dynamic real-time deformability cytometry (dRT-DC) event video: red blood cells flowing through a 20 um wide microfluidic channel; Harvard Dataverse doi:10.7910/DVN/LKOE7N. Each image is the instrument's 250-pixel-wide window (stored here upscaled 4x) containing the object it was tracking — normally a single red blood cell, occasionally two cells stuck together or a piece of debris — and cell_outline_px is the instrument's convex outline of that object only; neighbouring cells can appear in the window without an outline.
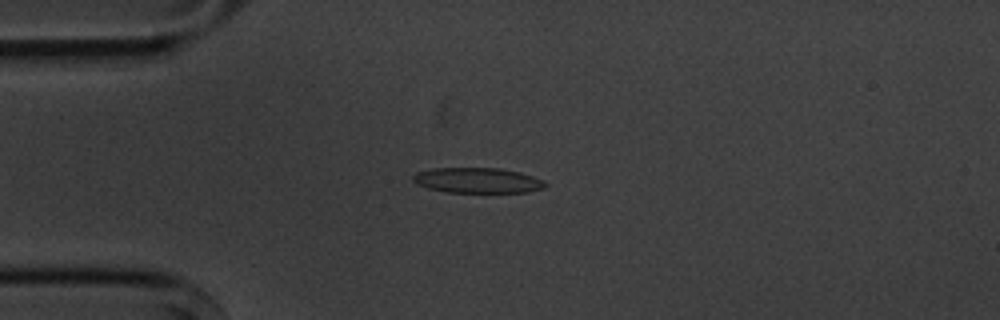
{"species": "common noctule bat (a hibernating species)", "species_latin": "Nyctalus noctula", "temperature_condition": "cold", "stored_images_in_passage": 10, "camera_frame_rate_fps": 3000, "um_per_image_px": 0.085, "animal": {"sex": "male", "body_mass_g": 20.1, "forearm_length_mm": 53.5}, "frame": {"image": 1, "passage_image": 4, "time_ms": 4.333, "image_size_px": [1000, 320], "cell_outline_px": [[548, 184], [544, 188], [528, 192], [448, 192], [428, 188], [416, 184], [412, 180], [412, 176], [416, 172], [432, 168], [500, 168], [520, 172], [544, 180]], "centroid_in_image_um": [40.59, 15.33], "position_along_channel_um": 44.4, "area_um2": 19.59}}
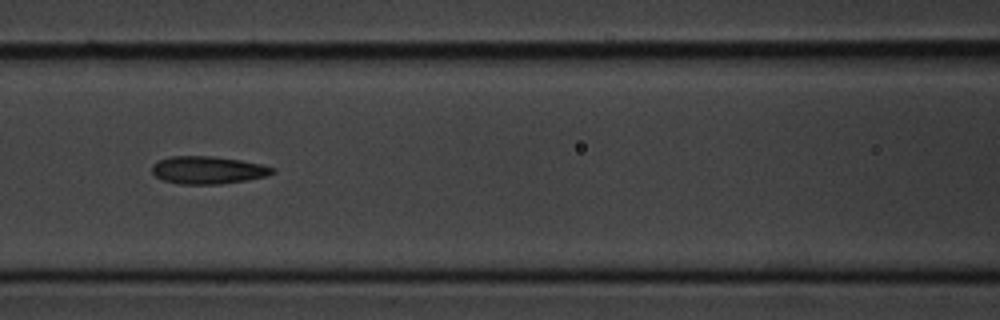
{"frame": {"image": 2, "passage_image": 7, "time_ms": 7.667, "image_size_px": [1000, 320], "cell_outline_px": [[276, 172], [264, 176], [244, 180], [220, 184], [180, 184], [164, 180], [156, 176], [152, 172], [152, 164], [168, 156], [212, 156], [240, 160], [260, 164], [276, 168]], "centroid_in_image_um": [17.65, 14.45], "position_along_channel_um": 148.9, "area_um2": 19.25}}
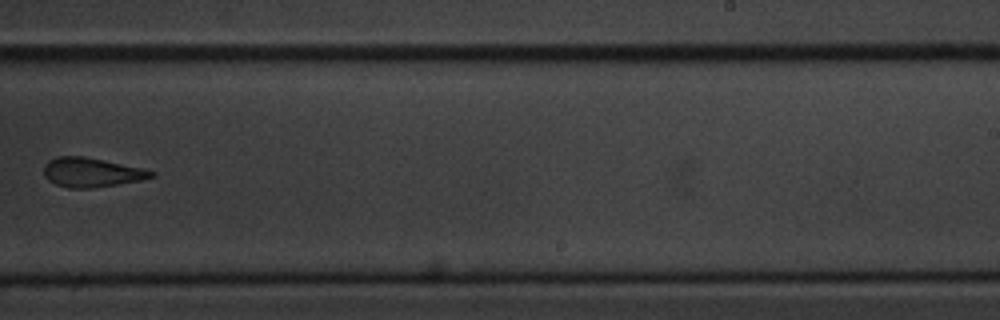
{"frame": {"image": 3, "passage_image": 10, "time_ms": 11.333, "image_size_px": [1000, 320], "cell_outline_px": [[156, 176], [140, 180], [92, 188], [68, 188], [56, 184], [48, 180], [44, 176], [44, 164], [48, 160], [60, 156], [84, 156], [104, 160], [140, 168], [156, 172]], "centroid_in_image_um": [7.74, 14.65], "position_along_channel_um": 281.3, "area_um2": 18.21}}